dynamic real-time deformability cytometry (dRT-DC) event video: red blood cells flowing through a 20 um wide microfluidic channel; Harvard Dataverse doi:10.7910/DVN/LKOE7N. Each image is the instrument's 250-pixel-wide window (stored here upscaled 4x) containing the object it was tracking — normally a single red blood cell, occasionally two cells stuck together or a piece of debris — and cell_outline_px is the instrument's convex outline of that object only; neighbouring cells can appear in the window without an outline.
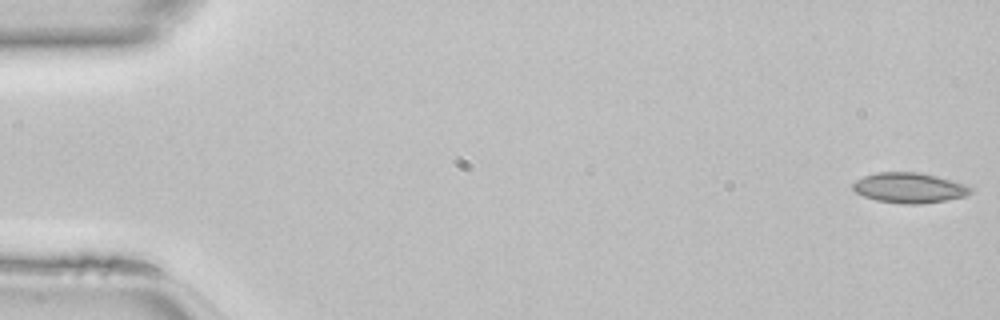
{"species": "common noctule bat (a hibernating species)", "species_latin": "Nyctalus noctula", "temperature_condition": "room temperature", "stored_images_in_passage": 46, "camera_frame_rate_fps": 3000, "um_per_image_px": 0.085, "animal": {"sex": "female", "body_mass_g": 22.7, "forearm_length_mm": 54.2}, "frame": {"image": 1, "passage_image": 1, "time_ms": 0.0, "image_size_px": [1000, 320], "cell_outline_px": [[972, 192], [968, 196], [944, 200], [916, 204], [904, 204], [876, 200], [864, 196], [856, 192], [852, 188], [852, 184], [856, 180], [864, 176], [876, 172], [916, 172], [936, 176], [964, 184], [972, 188]], "centroid_in_image_um": [77.27, 15.96], "position_along_channel_um": 7.7, "area_um2": 20.58}}
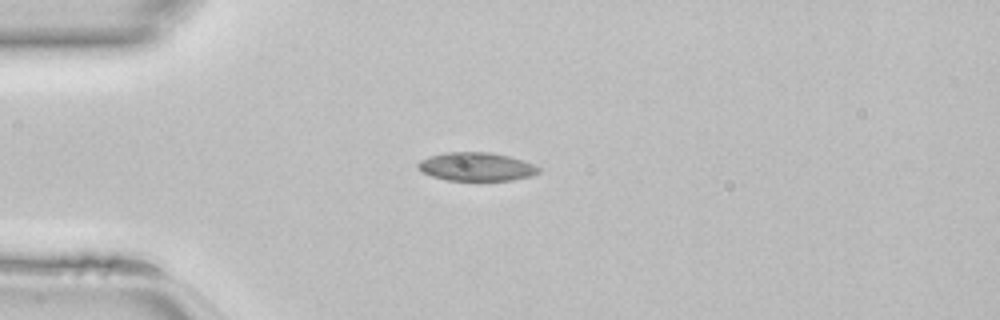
{"frame": {"image": 2, "passage_image": 12, "time_ms": 3.667, "image_size_px": [1000, 320], "cell_outline_px": [[540, 172], [532, 176], [512, 180], [444, 180], [432, 176], [416, 168], [416, 164], [420, 160], [428, 156], [444, 152], [488, 152], [508, 156], [524, 160], [540, 168]], "centroid_in_image_um": [40.47, 14.16], "position_along_channel_um": 44.5, "area_um2": 20.11}}
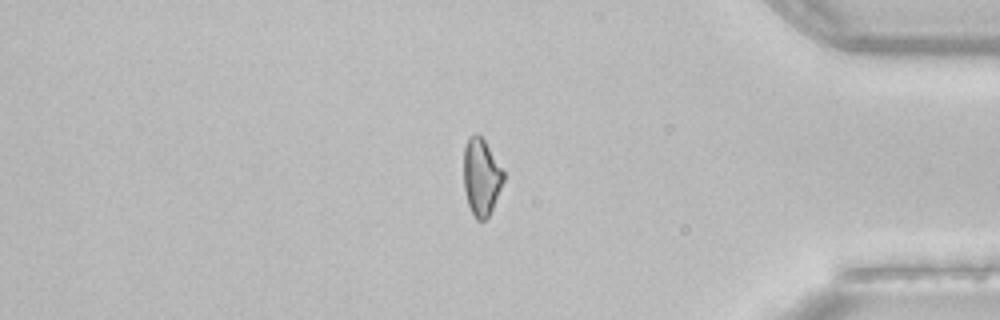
{"frame": {"image": 3, "passage_image": 39, "time_ms": 12.667, "image_size_px": [1000, 320], "cell_outline_px": [[504, 180], [492, 208], [488, 216], [484, 220], [476, 220], [468, 204], [464, 188], [464, 148], [468, 136], [476, 132], [484, 140], [504, 172]], "centroid_in_image_um": [40.89, 15.02], "position_along_channel_um": 394.3, "area_um2": 17.63}}